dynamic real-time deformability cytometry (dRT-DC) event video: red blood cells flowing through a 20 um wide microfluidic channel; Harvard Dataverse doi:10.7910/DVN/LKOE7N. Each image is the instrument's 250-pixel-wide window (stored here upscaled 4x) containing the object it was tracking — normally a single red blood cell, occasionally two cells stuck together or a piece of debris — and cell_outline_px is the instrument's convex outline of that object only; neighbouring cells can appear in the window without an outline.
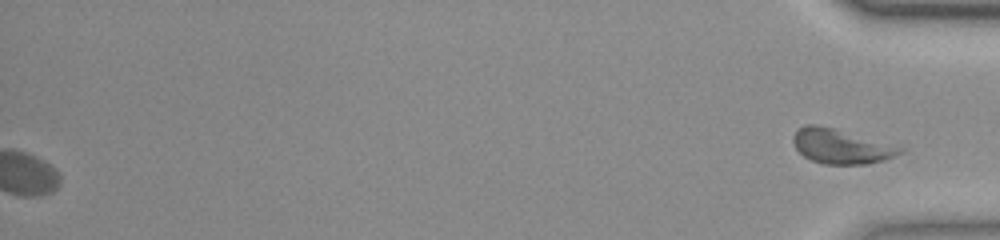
{"species": "common noctule bat (a hibernating species)", "species_latin": "Nyctalus noctula", "temperature_condition": "room temperature", "stored_images_in_passage": 44, "segment_of_instrument_passage": [2, 2], "camera_frame_rate_fps": 3000, "um_per_image_px": 0.085, "animal": {"sex": "female", "body_mass_g": 23.0, "forearm_length_mm": 53.4}, "frame": {"image": 1, "passage_image": 44, "time_ms": 14.333, "image_size_px": [1000, 240], "cell_outline_px": [[904, 152], [896, 156], [884, 160], [868, 164], [824, 164], [812, 160], [804, 156], [796, 148], [792, 140], [792, 136], [804, 124], [816, 124], [836, 128], [904, 148]], "centroid_in_image_um": [71.49, 12.43], "position_along_channel_um": 363.7, "area_um2": 21.56}}